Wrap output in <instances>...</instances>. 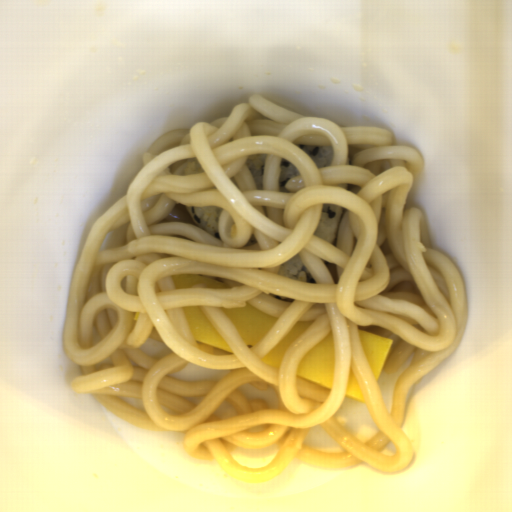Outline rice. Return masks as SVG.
Returning a JSON list of instances; mask_svg holds the SVG:
<instances>
[{"mask_svg": "<svg viewBox=\"0 0 512 512\" xmlns=\"http://www.w3.org/2000/svg\"><path fill=\"white\" fill-rule=\"evenodd\" d=\"M344 208L336 204H323L319 221L314 233L334 245L337 228Z\"/></svg>", "mask_w": 512, "mask_h": 512, "instance_id": "652b925c", "label": "rice"}, {"mask_svg": "<svg viewBox=\"0 0 512 512\" xmlns=\"http://www.w3.org/2000/svg\"><path fill=\"white\" fill-rule=\"evenodd\" d=\"M186 208L198 227L215 234L220 239L219 221L223 209L218 206H186Z\"/></svg>", "mask_w": 512, "mask_h": 512, "instance_id": "023b6e5f", "label": "rice"}, {"mask_svg": "<svg viewBox=\"0 0 512 512\" xmlns=\"http://www.w3.org/2000/svg\"><path fill=\"white\" fill-rule=\"evenodd\" d=\"M299 148L304 151L318 168H326L332 164L335 151L332 145H309L298 143Z\"/></svg>", "mask_w": 512, "mask_h": 512, "instance_id": "8eca5e8b", "label": "rice"}, {"mask_svg": "<svg viewBox=\"0 0 512 512\" xmlns=\"http://www.w3.org/2000/svg\"><path fill=\"white\" fill-rule=\"evenodd\" d=\"M246 169L252 177L257 191L264 192L266 153H254L247 156Z\"/></svg>", "mask_w": 512, "mask_h": 512, "instance_id": "acb35da6", "label": "rice"}, {"mask_svg": "<svg viewBox=\"0 0 512 512\" xmlns=\"http://www.w3.org/2000/svg\"><path fill=\"white\" fill-rule=\"evenodd\" d=\"M305 264L300 256H293L281 264L277 275L297 281L299 272H304Z\"/></svg>", "mask_w": 512, "mask_h": 512, "instance_id": "b023fe2a", "label": "rice"}, {"mask_svg": "<svg viewBox=\"0 0 512 512\" xmlns=\"http://www.w3.org/2000/svg\"><path fill=\"white\" fill-rule=\"evenodd\" d=\"M298 173L297 168L294 164H292L288 159L281 158L279 173H278V183L279 189L285 190V185L296 176Z\"/></svg>", "mask_w": 512, "mask_h": 512, "instance_id": "e3fd555f", "label": "rice"}]
</instances>
